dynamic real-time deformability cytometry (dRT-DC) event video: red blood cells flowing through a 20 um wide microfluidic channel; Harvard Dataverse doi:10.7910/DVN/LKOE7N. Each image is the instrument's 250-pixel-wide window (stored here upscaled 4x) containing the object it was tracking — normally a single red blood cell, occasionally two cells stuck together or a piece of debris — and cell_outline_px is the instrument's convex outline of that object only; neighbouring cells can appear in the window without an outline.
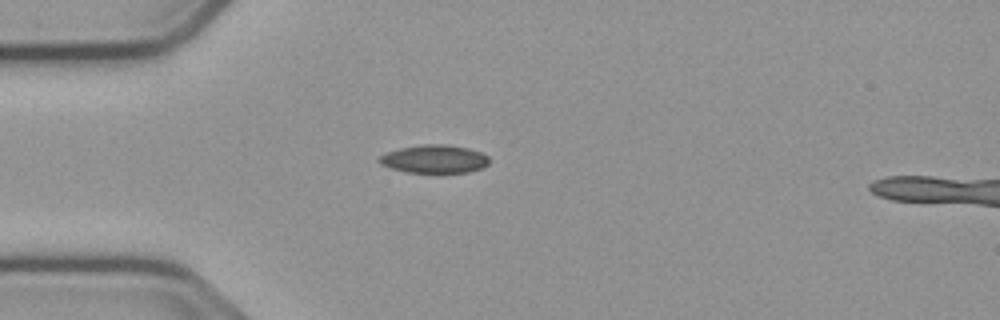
{"species": "common noctule bat (a hibernating species)", "species_latin": "Nyctalus noctula", "temperature_condition": "cold", "stored_images_in_passage": 41, "camera_frame_rate_fps": 3000, "um_per_image_px": 0.085, "animal": {"sex": "male", "body_mass_g": 23.1, "forearm_length_mm": 52.7}, "frame": {"image": 1, "passage_image": 1, "time_ms": 0.0, "image_size_px": [1000, 320], "cell_outline_px": [[488, 164], [480, 168], [468, 172], [440, 176], [408, 172], [392, 168], [380, 164], [376, 160], [380, 156], [388, 152], [400, 148], [424, 144], [444, 144], [468, 148], [480, 152], [488, 156]], "centroid_in_image_um": [36.92, 13.56], "position_along_channel_um": 48.1, "area_um2": 18.67}}
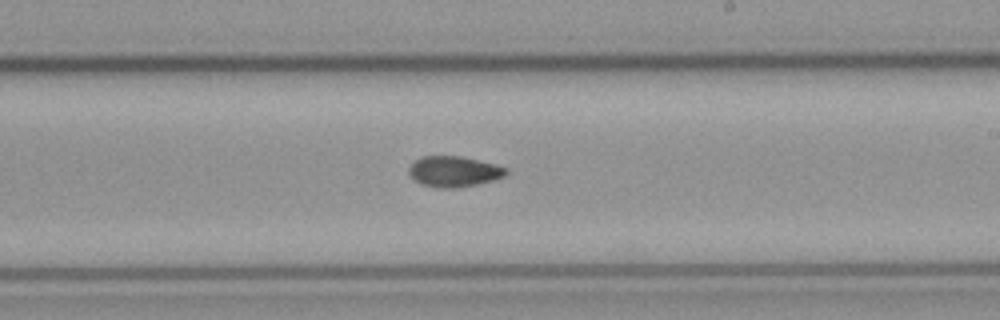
{"frame": {"image": 2, "passage_image": 18, "time_ms": 5.667, "image_size_px": [1000, 320], "cell_outline_px": [[508, 172], [504, 176], [492, 180], [476, 184], [452, 188], [444, 188], [420, 184], [408, 172], [408, 168], [420, 156], [460, 156], [496, 164], [508, 168]], "centroid_in_image_um": [38.59, 14.56], "position_along_channel_um": 250.4, "area_um2": 17.17}}
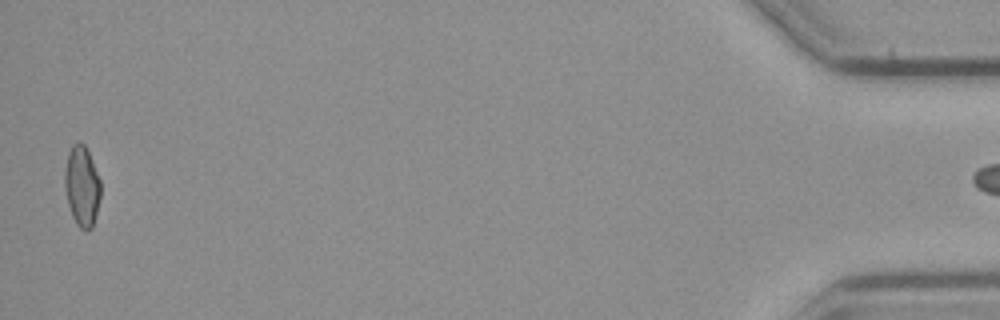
{"frame": {"image": 3, "passage_image": 40, "time_ms": 13.0, "image_size_px": [1000, 320], "cell_outline_px": [[100, 196], [92, 228], [80, 228], [76, 224], [72, 216], [68, 204], [64, 184], [64, 176], [68, 152], [72, 144], [84, 144], [92, 160], [100, 180]], "centroid_in_image_um": [6.95, 15.81], "position_along_channel_um": 428.3, "area_um2": 16.47}}